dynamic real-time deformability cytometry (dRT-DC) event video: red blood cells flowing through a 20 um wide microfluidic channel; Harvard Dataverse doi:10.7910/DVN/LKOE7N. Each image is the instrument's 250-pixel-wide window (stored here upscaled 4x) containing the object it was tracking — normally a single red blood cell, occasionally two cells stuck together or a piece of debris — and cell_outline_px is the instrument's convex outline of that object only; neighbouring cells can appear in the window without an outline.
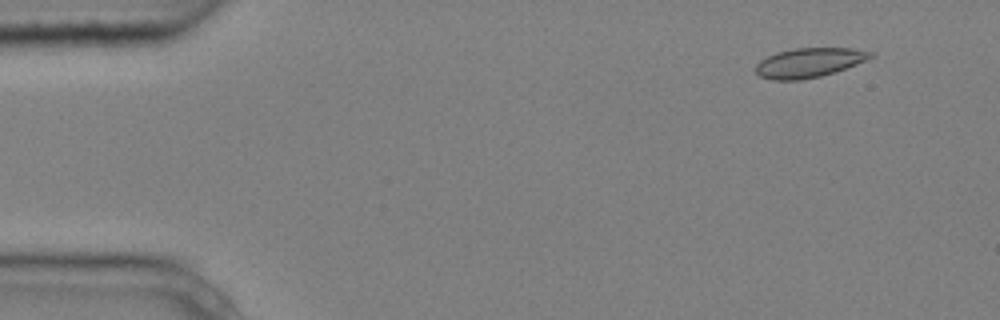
{"species": "common noctule bat (a hibernating species)", "species_latin": "Nyctalus noctula", "temperature_condition": "cold", "stored_images_in_passage": 4, "camera_frame_rate_fps": 3000, "um_per_image_px": 0.085, "animal": {"sex": "male", "body_mass_g": 20.4}, "frame": {"image": 1, "passage_image": 1, "time_ms": 0.0, "image_size_px": [1000, 320], "cell_outline_px": [[876, 56], [836, 72], [820, 76], [800, 80], [772, 80], [760, 76], [756, 72], [756, 64], [760, 60], [776, 52], [796, 48], [852, 48], [876, 52]], "centroid_in_image_um": [68.81, 5.32], "position_along_channel_um": 16.2, "area_um2": 19.83}}
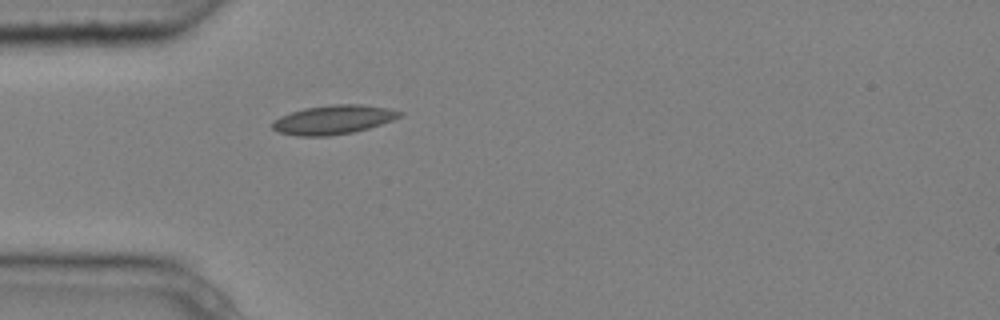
{"frame": {"image": 2, "passage_image": 4, "time_ms": 1.0, "image_size_px": [1000, 320], "cell_outline_px": [[404, 112], [400, 116], [392, 120], [368, 128], [352, 132], [328, 136], [296, 136], [280, 132], [272, 128], [272, 124], [280, 116], [304, 108], [332, 104], [360, 104], [388, 108]], "centroid_in_image_um": [28.34, 10.17], "position_along_channel_um": 56.7, "area_um2": 21.33}}